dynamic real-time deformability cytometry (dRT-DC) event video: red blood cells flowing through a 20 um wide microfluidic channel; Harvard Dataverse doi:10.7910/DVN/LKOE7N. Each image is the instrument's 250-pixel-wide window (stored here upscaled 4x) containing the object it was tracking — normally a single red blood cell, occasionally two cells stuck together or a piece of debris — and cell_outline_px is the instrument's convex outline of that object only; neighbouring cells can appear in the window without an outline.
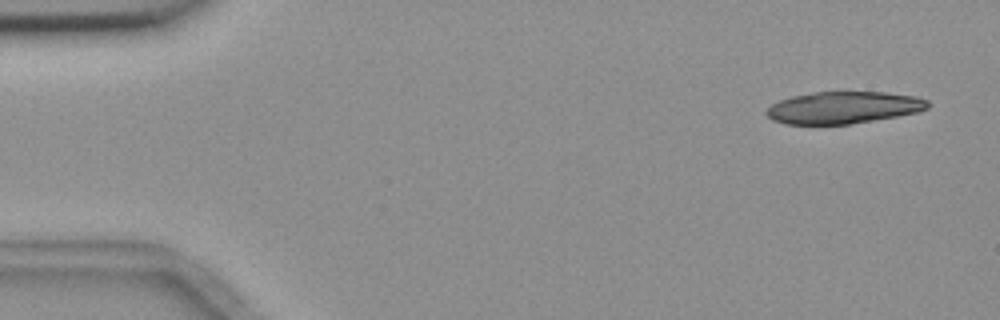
{"species": "common noctule bat (a hibernating species)", "species_latin": "Nyctalus noctula", "temperature_condition": "room temperature", "stored_images_in_passage": 5, "camera_frame_rate_fps": 3000, "um_per_image_px": 0.085, "animal": {"sex": "female", "body_mass_g": 18.4}, "frame": {"image": 1, "passage_image": 1, "time_ms": 0.0, "image_size_px": [1000, 320], "cell_outline_px": [[928, 108], [916, 112], [896, 116], [848, 124], [784, 124], [772, 120], [764, 112], [772, 104], [780, 100], [792, 96], [812, 92], [884, 92], [916, 96], [928, 100]], "centroid_in_image_um": [71.66, 9.14], "position_along_channel_um": 13.3, "area_um2": 29.94}}